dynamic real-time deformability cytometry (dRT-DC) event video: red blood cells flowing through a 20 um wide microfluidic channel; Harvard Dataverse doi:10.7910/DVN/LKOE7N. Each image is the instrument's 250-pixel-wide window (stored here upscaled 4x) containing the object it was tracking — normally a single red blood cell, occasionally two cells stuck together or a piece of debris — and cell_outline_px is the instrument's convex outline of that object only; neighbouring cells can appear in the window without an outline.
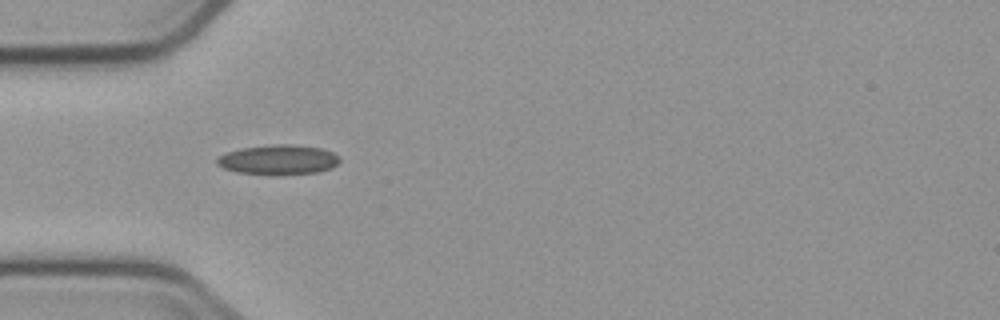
{"species": "common noctule bat (a hibernating species)", "species_latin": "Nyctalus noctula", "temperature_condition": "cold", "stored_images_in_passage": 6, "camera_frame_rate_fps": 3000, "um_per_image_px": 0.085, "animal": {"sex": "male", "body_mass_g": 23.1, "forearm_length_mm": 52.7}, "frame": {"image": 1, "passage_image": 2, "time_ms": 1.0, "image_size_px": [1000, 320], "cell_outline_px": [[340, 160], [332, 168], [316, 172], [236, 172], [224, 168], [216, 164], [216, 160], [220, 156], [228, 152], [240, 148], [272, 144], [292, 144], [320, 148], [332, 152], [340, 156]], "centroid_in_image_um": [23.67, 13.52], "position_along_channel_um": 61.3, "area_um2": 20.4}}
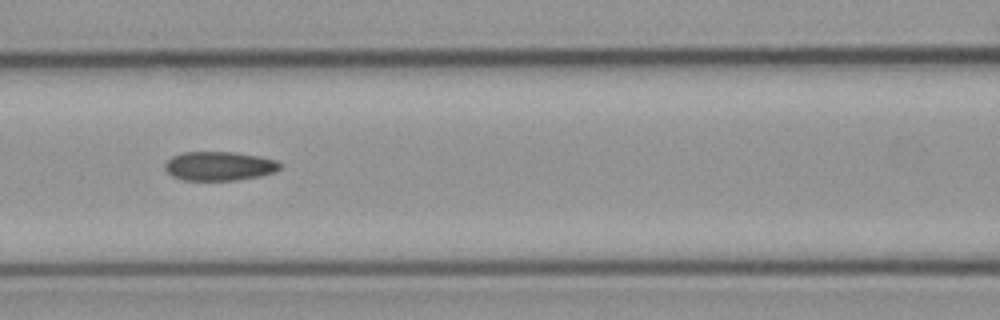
{"frame": {"image": 2, "passage_image": 4, "time_ms": 3.333, "image_size_px": [1000, 320], "cell_outline_px": [[280, 168], [276, 172], [260, 176], [236, 180], [184, 180], [172, 176], [164, 168], [164, 164], [172, 156], [184, 152], [232, 152], [256, 156], [276, 160], [280, 164]], "centroid_in_image_um": [18.62, 14.12], "position_along_channel_um": 148.0, "area_um2": 19.36}}
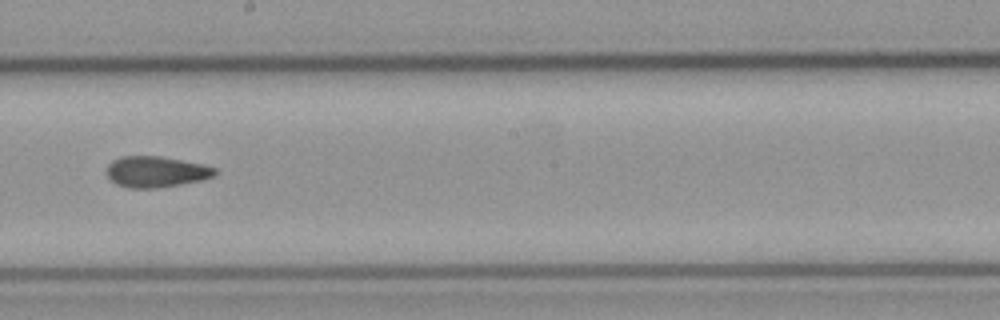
{"frame": {"image": 3, "passage_image": 6, "time_ms": 5.667, "image_size_px": [1000, 320], "cell_outline_px": [[216, 172], [212, 176], [200, 180], [180, 184], [156, 188], [128, 188], [116, 184], [104, 172], [108, 164], [112, 160], [120, 156], [160, 156], [204, 164], [216, 168]], "centroid_in_image_um": [13.21, 14.59], "position_along_channel_um": 235.0, "area_um2": 19.59}}